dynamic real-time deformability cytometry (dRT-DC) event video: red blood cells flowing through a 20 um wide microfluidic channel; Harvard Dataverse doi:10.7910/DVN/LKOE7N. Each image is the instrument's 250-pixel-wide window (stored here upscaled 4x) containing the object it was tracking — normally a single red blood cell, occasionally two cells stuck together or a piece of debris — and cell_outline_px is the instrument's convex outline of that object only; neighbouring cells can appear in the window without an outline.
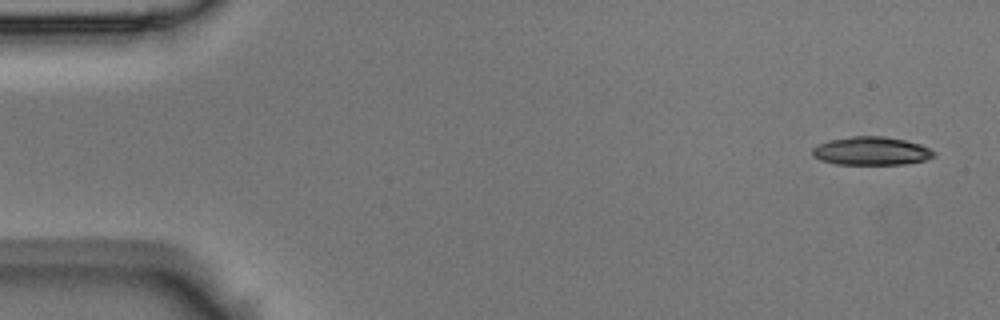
{"species": "Egyptian fruit bat (a non-hibernating species)", "species_latin": "Rousettus aegyptiacus", "temperature_condition": "room temperature", "stored_images_in_passage": 4, "camera_frame_rate_fps": 3000, "um_per_image_px": 0.085, "animal": {"sex": "male"}, "frame": {"image": 1, "passage_image": 1, "time_ms": 0.0, "image_size_px": [1000, 320], "cell_outline_px": [[936, 156], [924, 160], [908, 164], [836, 164], [820, 160], [812, 156], [812, 148], [816, 144], [828, 140], [852, 136], [884, 136], [904, 140], [920, 144], [936, 152]], "centroid_in_image_um": [74.04, 12.83], "position_along_channel_um": 11.0, "area_um2": 20.23}}